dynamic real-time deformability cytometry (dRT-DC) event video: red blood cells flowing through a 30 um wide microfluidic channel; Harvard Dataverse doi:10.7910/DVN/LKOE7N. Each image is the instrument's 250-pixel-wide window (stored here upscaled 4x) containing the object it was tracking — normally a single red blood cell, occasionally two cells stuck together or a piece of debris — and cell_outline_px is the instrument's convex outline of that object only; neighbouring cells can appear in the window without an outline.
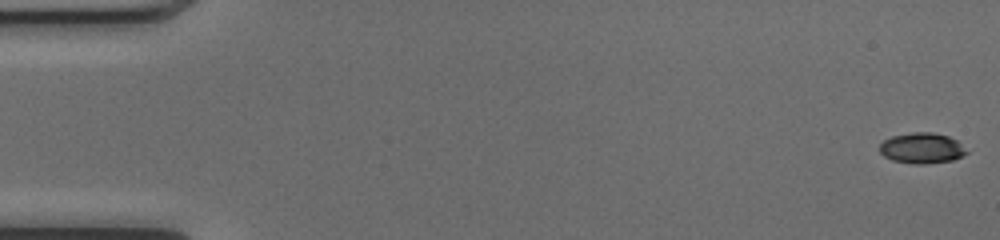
{"species": "common noctule bat (a hibernating species)", "species_latin": "Nyctalus noctula", "temperature_condition": "cold", "stored_images_in_passage": 27, "camera_frame_rate_fps": 3000, "um_per_image_px": 0.085, "animal": {"sex": "female", "body_mass_g": 17.0, "forearm_length_mm": 48.0}, "frame": {"image": 1, "passage_image": 1, "time_ms": 0.0, "image_size_px": [1000, 240], "cell_outline_px": [[968, 152], [952, 160], [924, 164], [916, 164], [892, 160], [884, 156], [880, 152], [880, 144], [884, 140], [892, 136], [912, 132], [932, 132], [948, 136], [956, 140]], "centroid_in_image_um": [78.33, 12.58], "position_along_channel_um": 6.7, "area_um2": 15.32}}
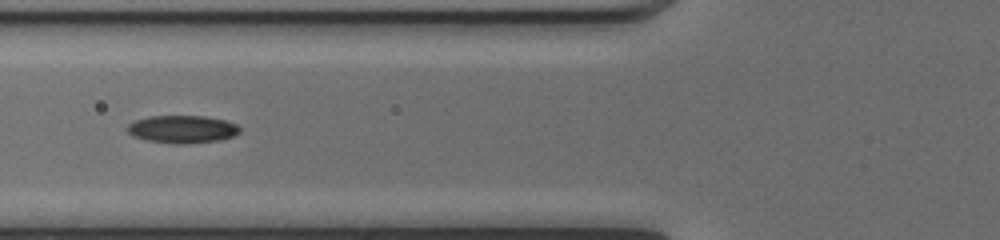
{"frame": {"image": 2, "passage_image": 20, "time_ms": 6.333, "image_size_px": [1000, 240], "cell_outline_px": [[240, 132], [236, 136], [220, 140], [180, 144], [172, 144], [148, 140], [132, 136], [124, 128], [128, 124], [136, 120], [148, 116], [204, 116], [224, 120], [236, 124], [240, 128]], "centroid_in_image_um": [15.48, 10.98], "position_along_channel_um": 110.3, "area_um2": 18.26}}
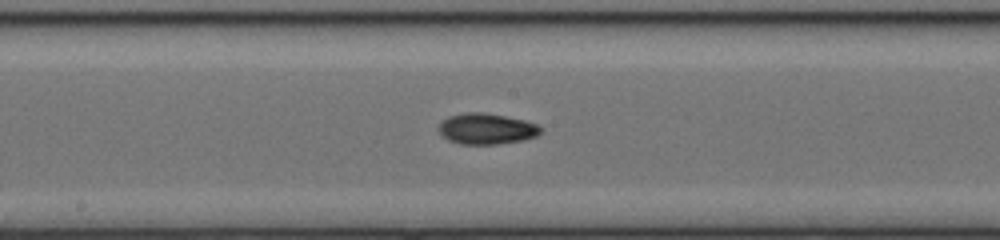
{"frame": {"image": 3, "passage_image": 27, "time_ms": 8.667, "image_size_px": [1000, 240], "cell_outline_px": [[544, 128], [536, 136], [524, 140], [496, 144], [460, 144], [448, 140], [440, 136], [436, 128], [448, 116], [464, 112], [484, 112], [524, 120], [536, 124]], "centroid_in_image_um": [41.31, 10.95], "position_along_channel_um": 206.9, "area_um2": 18.55}}